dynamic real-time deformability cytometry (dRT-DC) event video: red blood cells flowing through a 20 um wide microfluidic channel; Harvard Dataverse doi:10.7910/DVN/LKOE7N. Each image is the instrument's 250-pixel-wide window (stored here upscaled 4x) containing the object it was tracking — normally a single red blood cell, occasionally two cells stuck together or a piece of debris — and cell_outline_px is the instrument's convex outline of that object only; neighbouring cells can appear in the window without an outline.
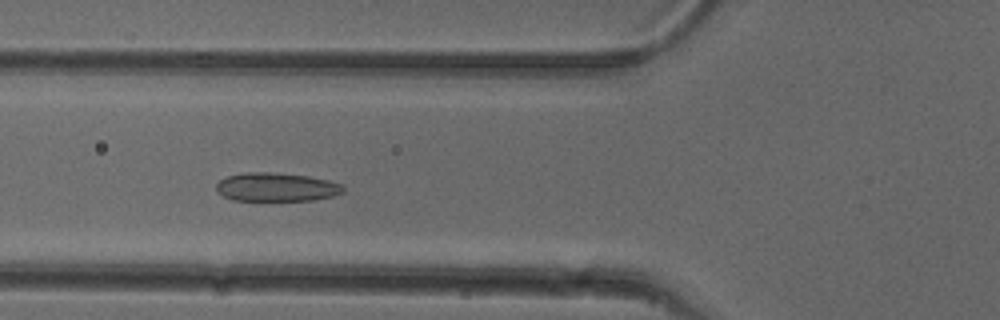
{"species": "common noctule bat (a hibernating species)", "species_latin": "Nyctalus noctula", "temperature_condition": "cold", "stored_images_in_passage": 50, "camera_frame_rate_fps": 3000, "um_per_image_px": 0.085, "animal": {"sex": "female"}, "frame": {"image": 1, "passage_image": 17, "time_ms": 5.333, "image_size_px": [1000, 320], "cell_outline_px": [[344, 192], [332, 196], [312, 200], [232, 200], [224, 196], [216, 188], [216, 184], [220, 180], [228, 176], [244, 172], [268, 172], [308, 176], [328, 180], [344, 184]], "centroid_in_image_um": [23.52, 15.9], "position_along_channel_um": 102.3, "area_um2": 21.04}}
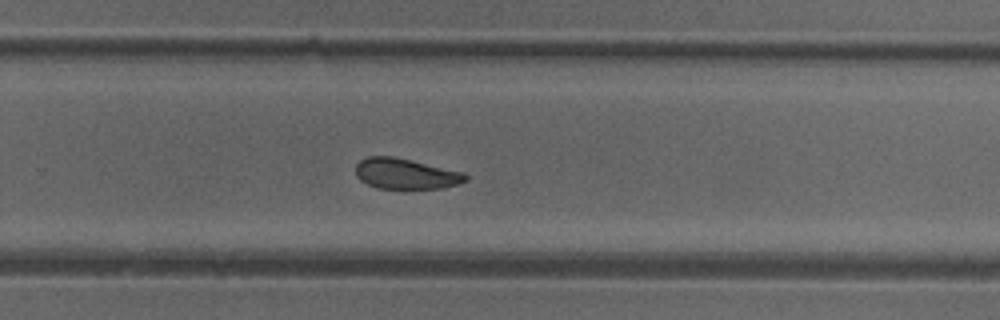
{"frame": {"image": 2, "passage_image": 32, "time_ms": 10.333, "image_size_px": [1000, 320], "cell_outline_px": [[468, 180], [456, 184], [440, 188], [376, 188], [360, 180], [356, 176], [356, 164], [360, 160], [368, 156], [392, 156], [464, 172], [468, 176]], "centroid_in_image_um": [34.46, 14.76], "position_along_channel_um": 295.3, "area_um2": 19.42}}
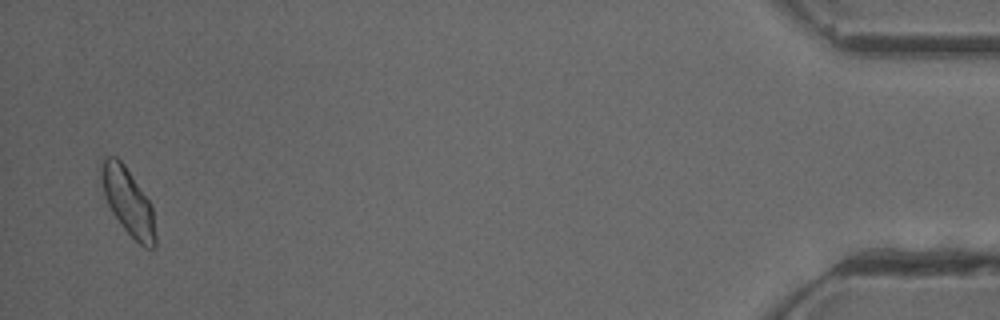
{"frame": {"image": 3, "passage_image": 49, "time_ms": 16.0, "image_size_px": [1000, 320], "cell_outline_px": [[156, 248], [144, 248], [120, 224], [112, 212], [104, 196], [100, 176], [100, 160], [104, 156], [116, 156], [124, 164], [152, 204], [156, 236]], "centroid_in_image_um": [10.87, 17.11], "position_along_channel_um": 424.3, "area_um2": 21.27}, "authors_computed_cell_mechanics": {"area_um2": 20.9814, "velocity_mm_per_s": 3.8675, "shape_relaxation_time_tau1_ms": 5.0034, "shape_relaxation_time_tau2_ms": 2.0246, "deformation_change_tau1": 0.0914, "deformation_change_tau2": 0.0731}}